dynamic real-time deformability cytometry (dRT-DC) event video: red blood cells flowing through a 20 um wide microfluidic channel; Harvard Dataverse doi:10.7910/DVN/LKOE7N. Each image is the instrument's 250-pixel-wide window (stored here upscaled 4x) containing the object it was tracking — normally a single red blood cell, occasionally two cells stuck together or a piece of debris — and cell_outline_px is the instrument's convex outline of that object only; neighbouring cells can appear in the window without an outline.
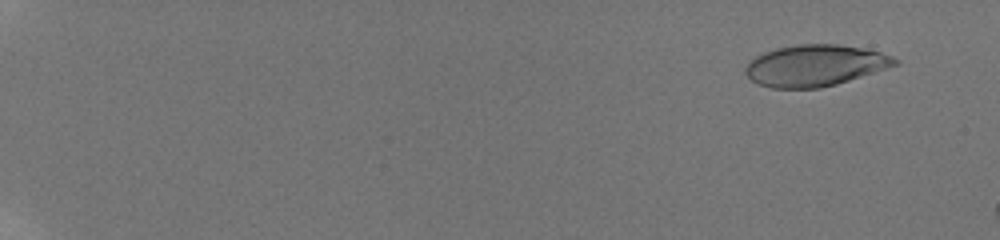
{"species": "human", "species_latin": "Homo sapiens", "temperature_condition": "room temperature", "stored_images_in_passage": 16, "camera_frame_rate_fps": 3000, "um_per_image_px": 0.085, "donor": {"sex": "male"}, "frame": {"image": 1, "passage_image": 6, "time_ms": 1.333, "image_size_px": [1000, 240], "cell_outline_px": [[900, 64], [836, 84], [820, 88], [772, 88], [756, 84], [744, 72], [744, 68], [756, 56], [764, 52], [776, 48], [800, 44], [836, 44], [860, 48], [880, 52], [892, 56], [900, 60]], "centroid_in_image_um": [69.28, 5.57], "position_along_channel_um": 15.7, "area_um2": 35.89}}